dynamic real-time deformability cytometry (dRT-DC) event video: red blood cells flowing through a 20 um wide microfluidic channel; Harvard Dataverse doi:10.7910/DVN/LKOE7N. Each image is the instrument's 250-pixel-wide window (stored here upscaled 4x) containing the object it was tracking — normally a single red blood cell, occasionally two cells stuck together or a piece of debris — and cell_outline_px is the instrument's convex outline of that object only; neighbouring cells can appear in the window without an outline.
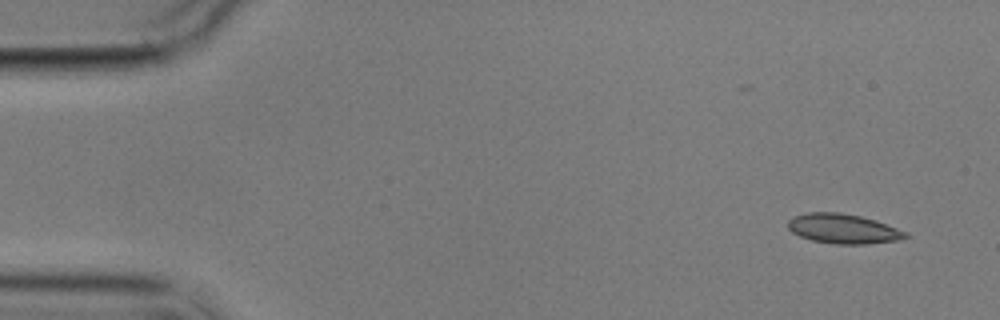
{"species": "common noctule bat (a hibernating species)", "species_latin": "Nyctalus noctula", "temperature_condition": "cold", "stored_images_in_passage": 6, "camera_frame_rate_fps": 3000, "um_per_image_px": 0.085, "animal": {"sex": "male", "body_mass_g": 17.9}, "frame": {"image": 1, "passage_image": 1, "time_ms": 0.0, "image_size_px": [1000, 320], "cell_outline_px": [[908, 236], [896, 240], [864, 244], [836, 244], [812, 240], [800, 236], [792, 232], [788, 228], [788, 220], [792, 216], [808, 212], [840, 212], [860, 216], [876, 220], [908, 232]], "centroid_in_image_um": [71.64, 19.43], "position_along_channel_um": 13.4, "area_um2": 20.29}}
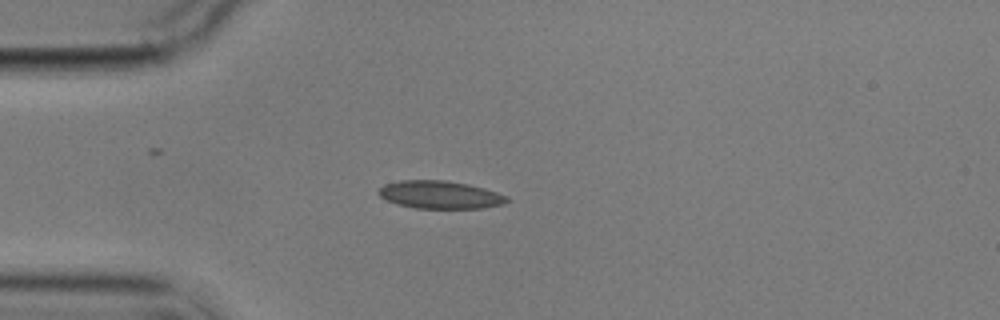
{"frame": {"image": 2, "passage_image": 4, "time_ms": 3.667, "image_size_px": [1000, 320], "cell_outline_px": [[512, 200], [504, 204], [484, 208], [416, 208], [396, 204], [380, 196], [376, 192], [384, 184], [400, 180], [444, 180], [468, 184], [484, 188], [508, 196]], "centroid_in_image_um": [37.43, 16.55], "position_along_channel_um": 47.6, "area_um2": 20.92}}
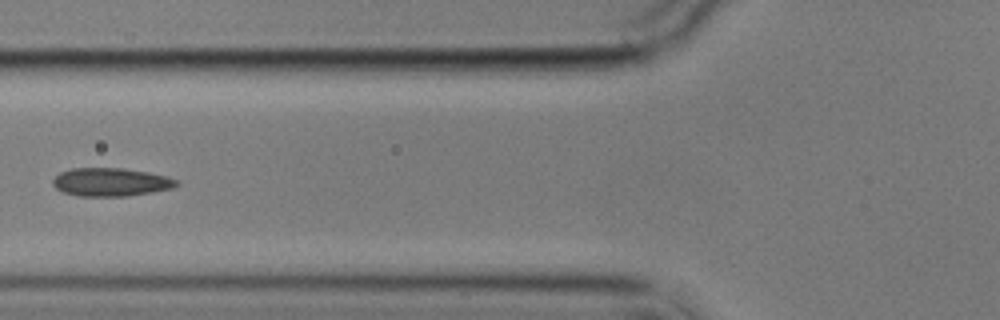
{"frame": {"image": 3, "passage_image": 6, "time_ms": 6.0, "image_size_px": [1000, 320], "cell_outline_px": [[180, 184], [172, 188], [152, 192], [128, 196], [80, 196], [64, 192], [56, 188], [52, 184], [52, 180], [60, 172], [72, 168], [124, 168], [148, 172], [168, 176], [180, 180]], "centroid_in_image_um": [9.46, 15.47], "position_along_channel_um": 116.3, "area_um2": 20.52}}